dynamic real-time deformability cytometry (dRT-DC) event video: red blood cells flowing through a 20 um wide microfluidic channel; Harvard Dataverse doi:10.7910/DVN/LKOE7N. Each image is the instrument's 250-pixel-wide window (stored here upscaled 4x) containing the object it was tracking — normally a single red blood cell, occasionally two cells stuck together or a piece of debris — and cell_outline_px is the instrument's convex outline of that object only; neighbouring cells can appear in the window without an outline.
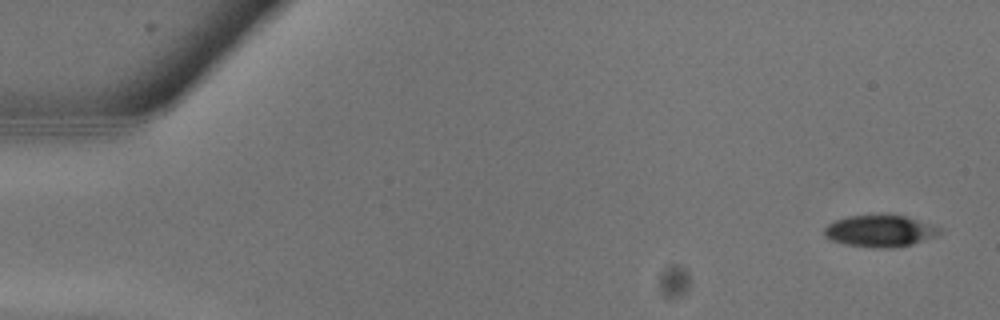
{"species": "common noctule bat (a hibernating species)", "species_latin": "Nyctalus noctula", "temperature_condition": "warm", "stored_images_in_passage": 13, "camera_frame_rate_fps": 3000, "um_per_image_px": 0.085, "animal": {"sex": "male", "body_mass_g": 13.3}, "frame": {"image": 1, "passage_image": 1, "time_ms": 0.0, "image_size_px": [1000, 320], "cell_outline_px": [[940, 232], [936, 236], [912, 244], [896, 248], [872, 248], [844, 244], [828, 240], [824, 236], [824, 228], [828, 224], [836, 220], [848, 216], [880, 212], [884, 212], [904, 216], [940, 228]], "centroid_in_image_um": [74.72, 19.61], "position_along_channel_um": 10.3, "area_um2": 21.91}}
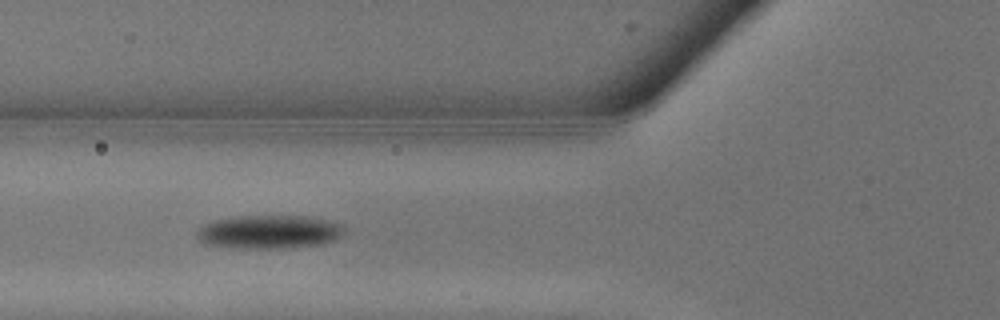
{"frame": {"image": 2, "passage_image": 10, "time_ms": 3.0, "image_size_px": [1000, 320], "cell_outline_px": [[344, 232], [336, 240], [320, 244], [284, 248], [244, 248], [208, 244], [200, 240], [196, 236], [196, 232], [204, 224], [216, 220], [232, 216], [304, 216], [328, 220], [344, 224]], "centroid_in_image_um": [22.92, 19.7], "position_along_channel_um": 102.9, "area_um2": 28.67}}
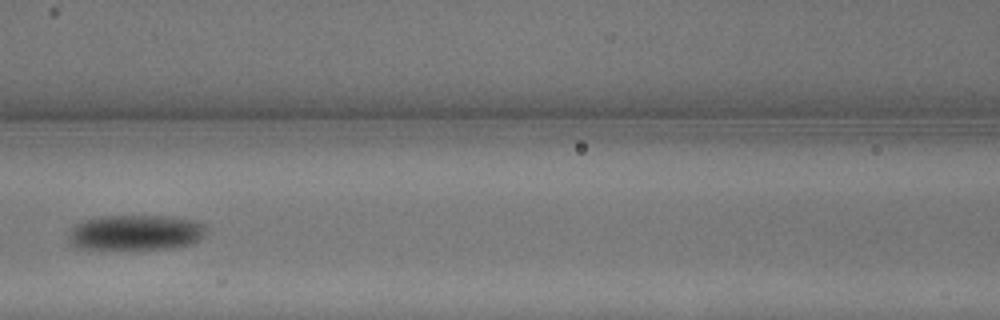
{"frame": {"image": 3, "passage_image": 12, "time_ms": 3.667, "image_size_px": [1000, 320], "cell_outline_px": [[208, 228], [204, 236], [200, 240], [192, 244], [172, 248], [76, 248], [68, 240], [68, 232], [76, 224], [84, 220], [96, 216], [172, 216], [196, 220], [204, 224]], "centroid_in_image_um": [11.57, 19.74], "position_along_channel_um": 155.0, "area_um2": 28.55}}